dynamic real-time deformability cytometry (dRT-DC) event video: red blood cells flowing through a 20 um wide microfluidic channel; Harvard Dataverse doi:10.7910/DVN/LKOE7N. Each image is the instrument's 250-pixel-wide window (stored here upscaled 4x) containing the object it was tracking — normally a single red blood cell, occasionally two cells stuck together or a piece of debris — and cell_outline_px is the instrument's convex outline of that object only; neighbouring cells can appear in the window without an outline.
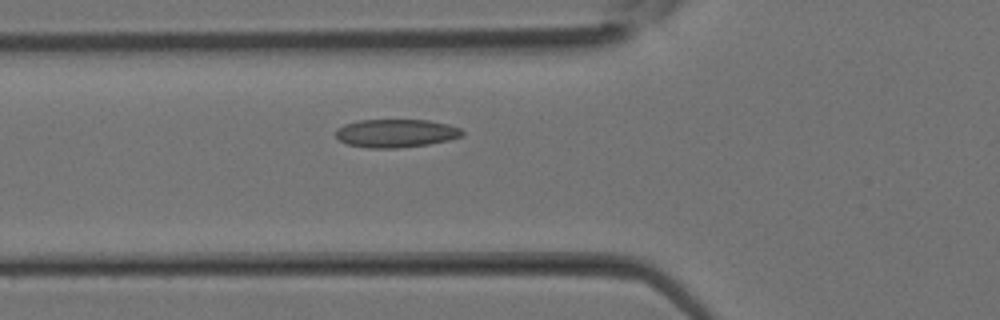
{"species": "Egyptian fruit bat (a non-hibernating species)", "species_latin": "Rousettus aegyptiacus", "temperature_condition": "room temperature", "stored_images_in_passage": 31, "camera_frame_rate_fps": 3000, "um_per_image_px": 0.085, "animal": {"sex": "female"}, "frame": {"image": 1, "passage_image": 10, "time_ms": 3.0, "image_size_px": [1000, 320], "cell_outline_px": [[464, 136], [448, 140], [428, 144], [396, 148], [368, 148], [348, 144], [340, 140], [336, 136], [336, 128], [344, 124], [360, 120], [428, 120], [448, 124], [460, 128], [464, 132]], "centroid_in_image_um": [33.66, 11.32], "position_along_channel_um": 92.1, "area_um2": 20.81}}
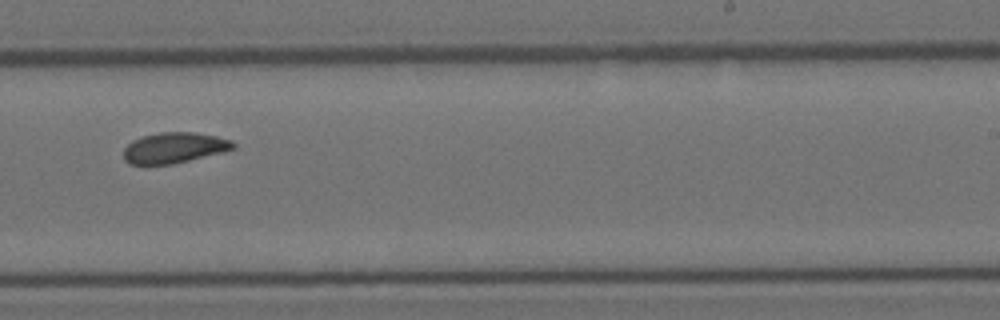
{"frame": {"image": 2, "passage_image": 19, "time_ms": 6.0, "image_size_px": [1000, 320], "cell_outline_px": [[236, 148], [172, 164], [128, 164], [124, 160], [124, 148], [132, 140], [144, 136], [160, 132], [192, 132], [216, 136], [232, 140], [236, 144]], "centroid_in_image_um": [14.79, 12.55], "position_along_channel_um": 274.2, "area_um2": 19.36}}
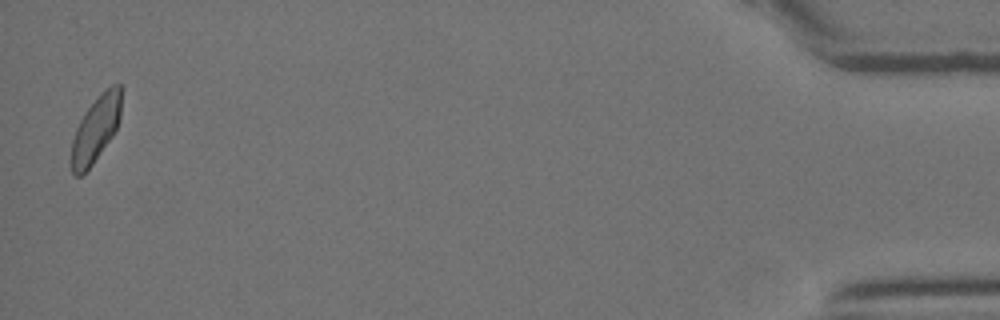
{"frame": {"image": 3, "passage_image": 31, "time_ms": 10.0, "image_size_px": [1000, 320], "cell_outline_px": [[120, 120], [112, 136], [92, 164], [80, 176], [76, 176], [72, 172], [68, 160], [72, 140], [76, 128], [84, 112], [100, 92], [104, 88], [112, 84], [120, 84]], "centroid_in_image_um": [8.09, 10.98], "position_along_channel_um": 427.1, "area_um2": 19.36}}